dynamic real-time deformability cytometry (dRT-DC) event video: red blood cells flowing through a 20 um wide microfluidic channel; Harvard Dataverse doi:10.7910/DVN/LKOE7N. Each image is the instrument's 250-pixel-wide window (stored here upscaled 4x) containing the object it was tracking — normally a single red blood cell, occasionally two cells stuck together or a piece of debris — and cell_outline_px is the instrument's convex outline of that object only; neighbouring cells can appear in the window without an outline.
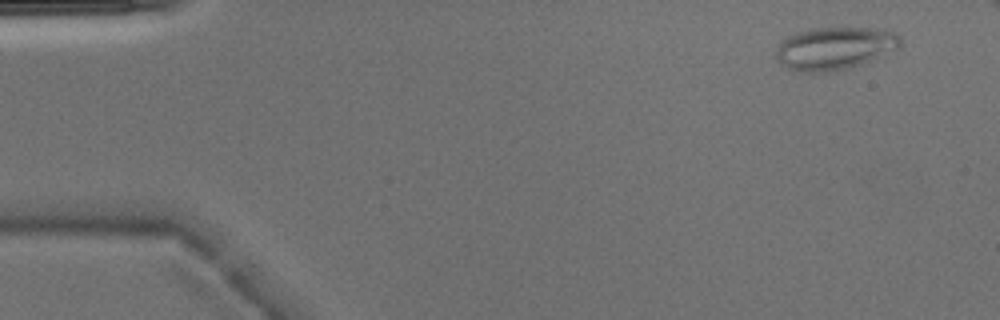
{"species": "Egyptian fruit bat (a non-hibernating species)", "species_latin": "Rousettus aegyptiacus", "temperature_condition": "warm", "stored_images_in_passage": 4, "camera_frame_rate_fps": 3000, "um_per_image_px": 0.085, "animal": {"sex": "male"}, "frame": {"image": 1, "passage_image": 4, "time_ms": 1.0, "image_size_px": [1000, 320], "cell_outline_px": [[900, 48], [860, 64], [848, 68], [828, 72], [800, 72], [788, 68], [776, 60], [776, 48], [780, 40], [796, 32], [808, 28], [840, 24], [884, 28], [896, 32], [900, 36]], "centroid_in_image_um": [70.96, 4.02], "position_along_channel_um": 14.0, "area_um2": 32.31}}